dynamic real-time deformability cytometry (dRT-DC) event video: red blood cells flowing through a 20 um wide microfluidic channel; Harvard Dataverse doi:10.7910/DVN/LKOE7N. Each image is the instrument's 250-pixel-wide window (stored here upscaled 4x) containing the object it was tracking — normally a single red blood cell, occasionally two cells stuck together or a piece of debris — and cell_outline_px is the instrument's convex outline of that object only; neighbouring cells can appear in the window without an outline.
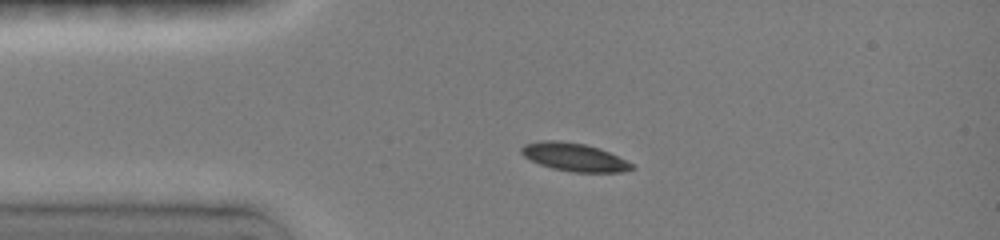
{"species": "common noctule bat (a hibernating species)", "species_latin": "Nyctalus noctula", "temperature_condition": "room temperature", "stored_images_in_passage": 37, "camera_frame_rate_fps": 3000, "um_per_image_px": 0.085, "animal": {"sex": "female", "body_mass_g": 19.0, "forearm_length_mm": 51.5}, "frame": {"image": 1, "passage_image": 1, "time_ms": 0.0, "image_size_px": [1000, 240], "cell_outline_px": [[636, 168], [620, 172], [572, 172], [552, 168], [540, 164], [524, 156], [520, 152], [520, 148], [524, 144], [540, 140], [560, 140], [584, 144], [600, 148], [632, 164]], "centroid_in_image_um": [48.77, 13.34], "position_along_channel_um": 36.2, "area_um2": 17.98}}
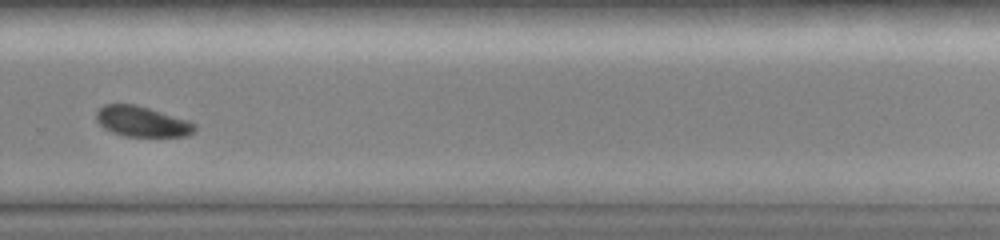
{"frame": {"image": 2, "passage_image": 24, "time_ms": 7.667, "image_size_px": [1000, 240], "cell_outline_px": [[196, 128], [188, 136], [124, 136], [112, 132], [104, 128], [96, 120], [96, 112], [104, 104], [136, 104], [188, 120], [196, 124]], "centroid_in_image_um": [12.06, 10.32], "position_along_channel_um": 317.7, "area_um2": 17.4}}
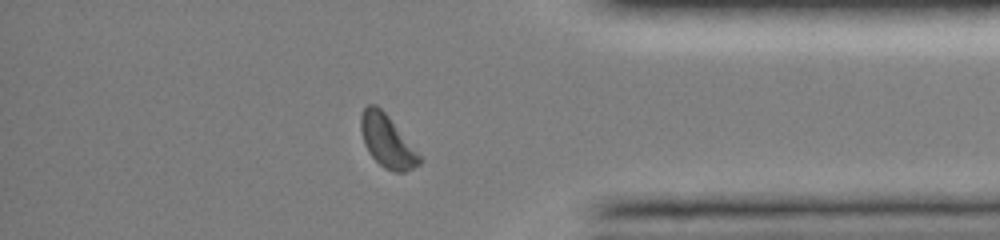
{"frame": {"image": 3, "passage_image": 31, "time_ms": 10.0, "image_size_px": [1000, 240], "cell_outline_px": [[420, 164], [404, 172], [392, 172], [384, 168], [368, 152], [364, 144], [360, 128], [360, 116], [364, 108], [368, 104], [376, 104], [388, 116], [420, 156]], "centroid_in_image_um": [32.86, 11.99], "position_along_channel_um": 402.3, "area_um2": 17.57}}